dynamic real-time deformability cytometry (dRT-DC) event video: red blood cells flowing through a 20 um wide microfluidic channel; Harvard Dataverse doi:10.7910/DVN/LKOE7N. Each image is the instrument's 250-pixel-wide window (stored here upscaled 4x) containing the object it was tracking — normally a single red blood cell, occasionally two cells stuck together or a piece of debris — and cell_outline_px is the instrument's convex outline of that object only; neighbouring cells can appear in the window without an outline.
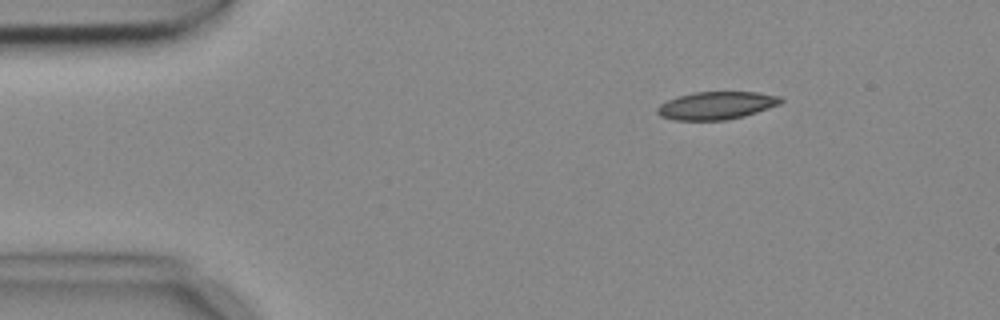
{"species": "common noctule bat (a hibernating species)", "species_latin": "Nyctalus noctula", "temperature_condition": "cold", "stored_images_in_passage": 5, "camera_frame_rate_fps": 3000, "um_per_image_px": 0.085, "animal": {"sex": "female", "body_mass_g": 18.4}, "frame": {"image": 1, "passage_image": 3, "time_ms": 0.667, "image_size_px": [1000, 320], "cell_outline_px": [[784, 100], [780, 104], [744, 116], [724, 120], [676, 120], [660, 116], [656, 112], [656, 108], [660, 104], [676, 96], [696, 92], [756, 92], [780, 96]], "centroid_in_image_um": [60.88, 8.96], "position_along_channel_um": 24.1, "area_um2": 19.94}}